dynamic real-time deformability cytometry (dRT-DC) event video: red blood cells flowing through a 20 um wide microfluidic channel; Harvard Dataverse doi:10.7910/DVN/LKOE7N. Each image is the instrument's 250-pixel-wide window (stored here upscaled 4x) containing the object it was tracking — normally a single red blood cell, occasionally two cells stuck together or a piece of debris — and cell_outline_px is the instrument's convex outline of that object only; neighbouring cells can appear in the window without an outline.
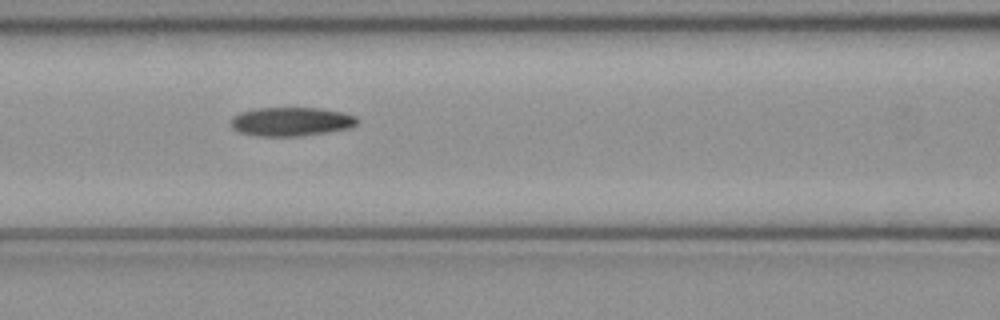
{"species": "common noctule bat (a hibernating species)", "species_latin": "Nyctalus noctula", "temperature_condition": "cold", "stored_images_in_passage": 13, "camera_frame_rate_fps": 3000, "um_per_image_px": 0.085, "animal": {"sex": "female", "body_mass_g": 21.9}, "frame": {"image": 1, "passage_image": 6, "time_ms": 1.667, "image_size_px": [1000, 320], "cell_outline_px": [[360, 120], [352, 128], [300, 136], [256, 136], [240, 132], [232, 128], [232, 116], [240, 112], [256, 108], [320, 108], [344, 112], [356, 116]], "centroid_in_image_um": [24.78, 10.33], "position_along_channel_um": 141.8, "area_um2": 21.39}}
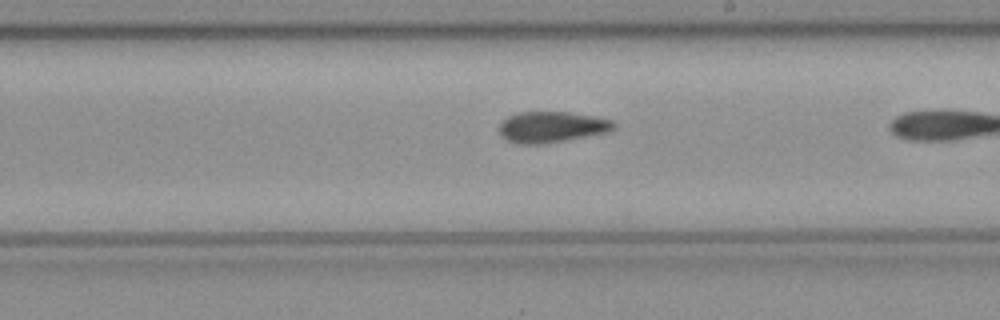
{"frame": {"image": 2, "passage_image": 11, "time_ms": 3.333, "image_size_px": [1000, 320], "cell_outline_px": [[616, 128], [612, 132], [544, 144], [520, 144], [508, 140], [500, 136], [500, 124], [508, 116], [520, 112], [568, 112], [592, 116], [612, 120], [616, 124]], "centroid_in_image_um": [46.94, 10.8], "position_along_channel_um": 242.1, "area_um2": 20.81}}